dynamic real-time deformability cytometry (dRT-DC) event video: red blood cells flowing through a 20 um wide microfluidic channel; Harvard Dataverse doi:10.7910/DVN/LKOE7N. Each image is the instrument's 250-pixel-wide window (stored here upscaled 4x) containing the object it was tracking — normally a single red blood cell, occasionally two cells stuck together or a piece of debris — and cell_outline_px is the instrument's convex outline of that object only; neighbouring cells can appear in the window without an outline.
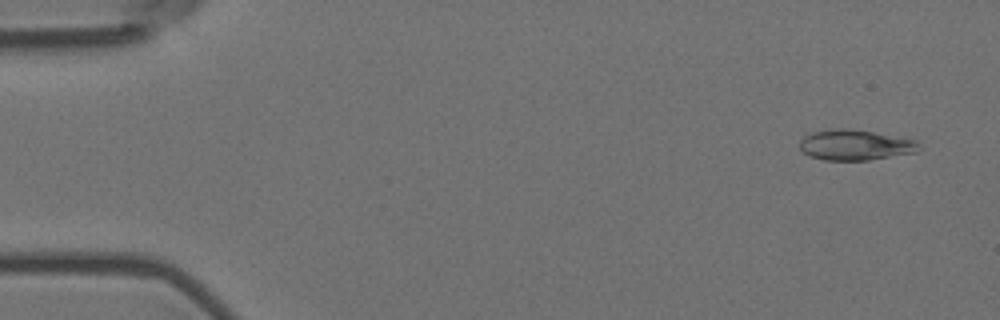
{"species": "Egyptian fruit bat (a non-hibernating species)", "species_latin": "Rousettus aegyptiacus", "temperature_condition": "room temperature", "stored_images_in_passage": 57, "camera_frame_rate_fps": 3000, "um_per_image_px": 0.085, "animal": {"sex": "female"}, "frame": {"image": 1, "passage_image": 3, "time_ms": 0.667, "image_size_px": [1000, 320], "cell_outline_px": [[920, 148], [916, 152], [868, 160], [824, 160], [812, 156], [804, 152], [800, 148], [800, 140], [804, 136], [812, 132], [832, 128], [844, 128], [872, 132], [916, 140], [920, 144]], "centroid_in_image_um": [72.68, 12.32], "position_along_channel_um": 12.3, "area_um2": 20.98}}
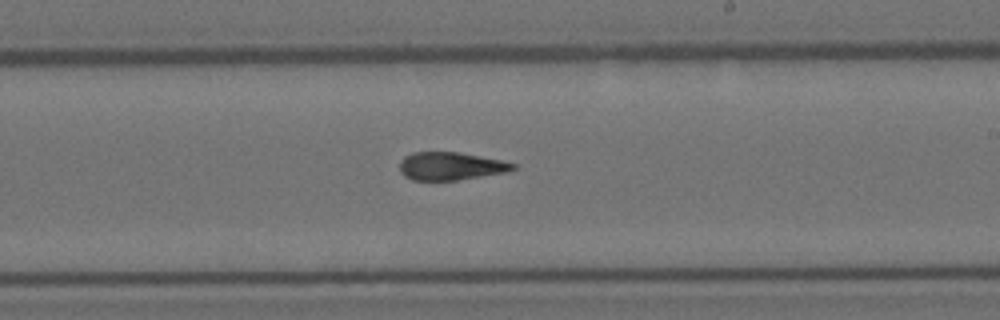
{"frame": {"image": 2, "passage_image": 33, "time_ms": 10.667, "image_size_px": [1000, 320], "cell_outline_px": [[516, 168], [504, 172], [456, 180], [412, 180], [404, 176], [400, 172], [400, 160], [404, 156], [412, 152], [460, 152], [500, 160], [516, 164]], "centroid_in_image_um": [38.25, 14.11], "position_along_channel_um": 250.8, "area_um2": 18.32}}
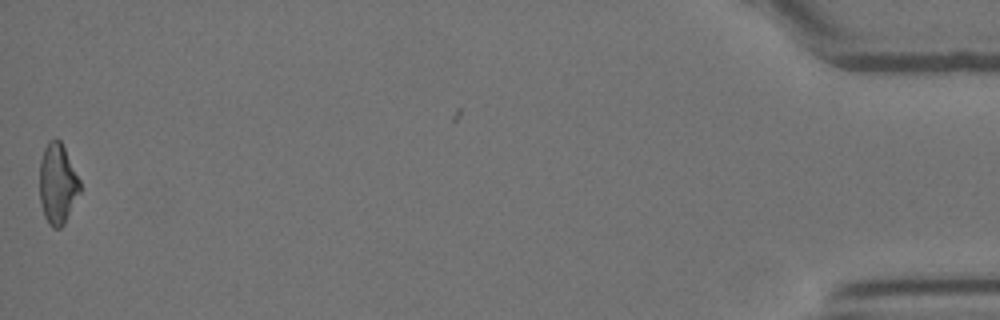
{"frame": {"image": 3, "passage_image": 56, "time_ms": 18.333, "image_size_px": [1000, 320], "cell_outline_px": [[80, 192], [64, 224], [60, 228], [52, 228], [48, 224], [44, 216], [40, 200], [40, 160], [44, 148], [48, 140], [60, 140], [80, 180]], "centroid_in_image_um": [4.88, 15.64], "position_along_channel_um": 430.3, "area_um2": 18.79}, "authors_computed_cell_mechanics": {"area_um2": 19.652, "velocity_mm_per_s": 3.5921, "shape_relaxation_time_tau1_ms": 7.5428, "shape_relaxation_time_tau2_ms": 2.8504, "deformation_change_tau1": 0.2098, "deformation_change_tau2": 0.1219}}